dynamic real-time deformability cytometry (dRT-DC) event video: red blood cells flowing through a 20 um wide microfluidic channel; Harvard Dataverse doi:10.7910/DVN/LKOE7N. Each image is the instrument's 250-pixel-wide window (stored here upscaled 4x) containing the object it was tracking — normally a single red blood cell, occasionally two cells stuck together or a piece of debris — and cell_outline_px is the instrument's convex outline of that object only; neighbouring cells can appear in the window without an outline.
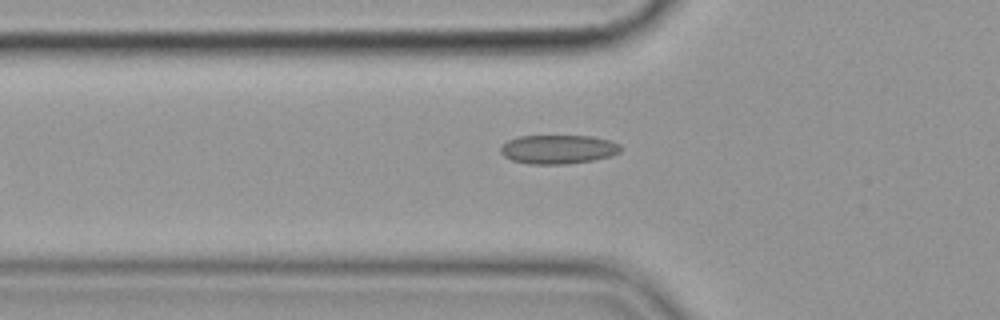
{"species": "common noctule bat (a hibernating species)", "species_latin": "Nyctalus noctula", "temperature_condition": "cold", "stored_images_in_passage": 37, "camera_frame_rate_fps": 3000, "um_per_image_px": 0.085, "animal": {"sex": "female", "body_mass_g": 19.9}, "frame": {"image": 1, "passage_image": 3, "time_ms": 0.667, "image_size_px": [1000, 320], "cell_outline_px": [[624, 148], [620, 152], [612, 156], [592, 160], [564, 164], [528, 164], [512, 160], [504, 156], [500, 152], [500, 148], [508, 140], [520, 136], [592, 136], [608, 140], [620, 144]], "centroid_in_image_um": [47.47, 12.69], "position_along_channel_um": 78.3, "area_um2": 20.29}}
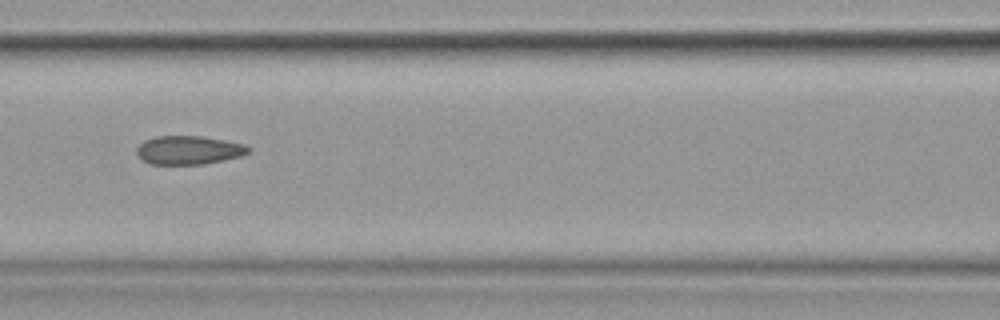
{"frame": {"image": 2, "passage_image": 9, "time_ms": 2.667, "image_size_px": [1000, 320], "cell_outline_px": [[252, 152], [240, 156], [224, 160], [204, 164], [148, 164], [140, 160], [136, 156], [136, 148], [144, 140], [156, 136], [200, 136], [224, 140], [244, 144], [252, 148]], "centroid_in_image_um": [16.02, 12.77], "position_along_channel_um": 150.6, "area_um2": 18.9}}
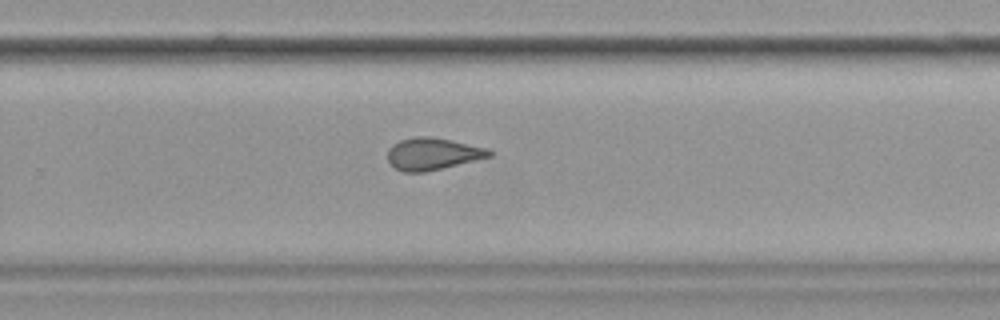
{"frame": {"image": 3, "passage_image": 21, "time_ms": 6.667, "image_size_px": [1000, 320], "cell_outline_px": [[492, 156], [424, 172], [404, 172], [396, 168], [388, 160], [388, 148], [392, 144], [400, 140], [416, 136], [428, 136], [452, 140], [488, 148], [492, 152]], "centroid_in_image_um": [36.77, 13.06], "position_along_channel_um": 293.0, "area_um2": 18.84}, "authors_computed_cell_mechanics": {"area_um2": 19.1896, "velocity_mm_per_s": 3.5804, "shape_relaxation_time_tau1_ms": null, "shape_relaxation_time_tau2_ms": 2.105, "deformation_change_tau1": null, "deformation_change_tau2": 0.0785}}